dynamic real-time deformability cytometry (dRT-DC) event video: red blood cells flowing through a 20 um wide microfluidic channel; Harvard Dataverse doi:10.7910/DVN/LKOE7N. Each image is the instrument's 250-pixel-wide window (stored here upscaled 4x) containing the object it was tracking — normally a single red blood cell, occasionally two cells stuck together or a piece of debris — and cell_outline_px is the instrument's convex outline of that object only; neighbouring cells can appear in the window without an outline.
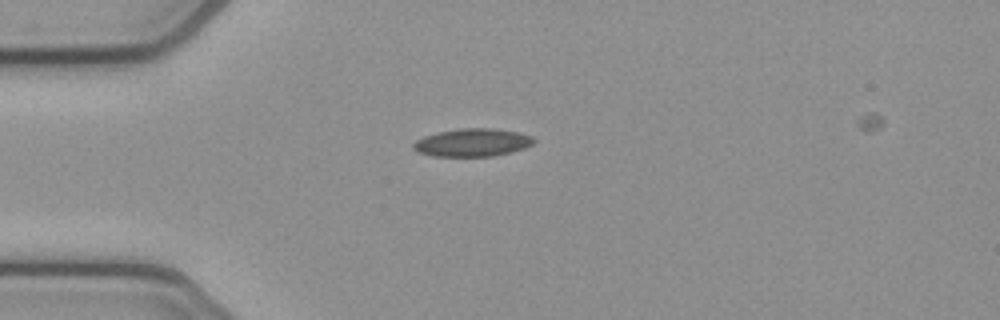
{"species": "common noctule bat (a hibernating species)", "species_latin": "Nyctalus noctula", "temperature_condition": "cold", "stored_images_in_passage": 4, "camera_frame_rate_fps": 3000, "um_per_image_px": 0.085, "animal": {"sex": "female", "body_mass_g": 21.9}, "frame": {"image": 1, "passage_image": 1, "time_ms": 0.0, "image_size_px": [1000, 320], "cell_outline_px": [[536, 140], [532, 144], [524, 148], [512, 152], [492, 156], [432, 156], [416, 152], [412, 148], [412, 144], [416, 140], [424, 136], [440, 132], [460, 128], [496, 128], [516, 132], [532, 136]], "centroid_in_image_um": [40.14, 12.12], "position_along_channel_um": 44.9, "area_um2": 19.65}}
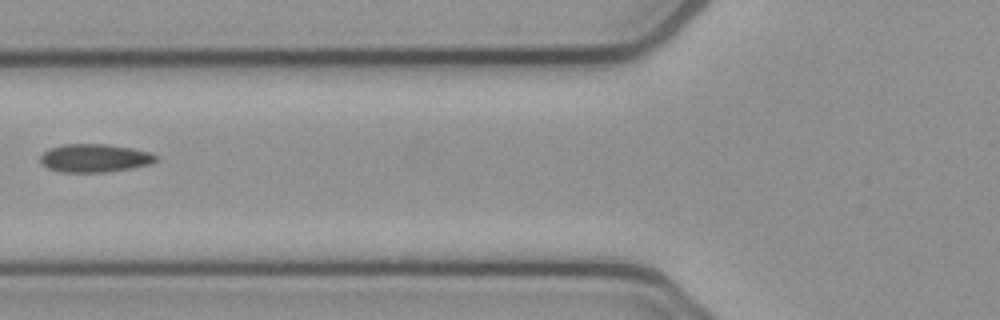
{"frame": {"image": 2, "passage_image": 3, "time_ms": 0.667, "image_size_px": [1000, 320], "cell_outline_px": [[156, 160], [152, 164], [132, 168], [108, 172], [60, 172], [48, 168], [40, 160], [40, 156], [48, 148], [64, 144], [108, 144], [132, 148], [152, 152], [156, 156]], "centroid_in_image_um": [8.06, 13.43], "position_along_channel_um": 117.7, "area_um2": 19.13}}
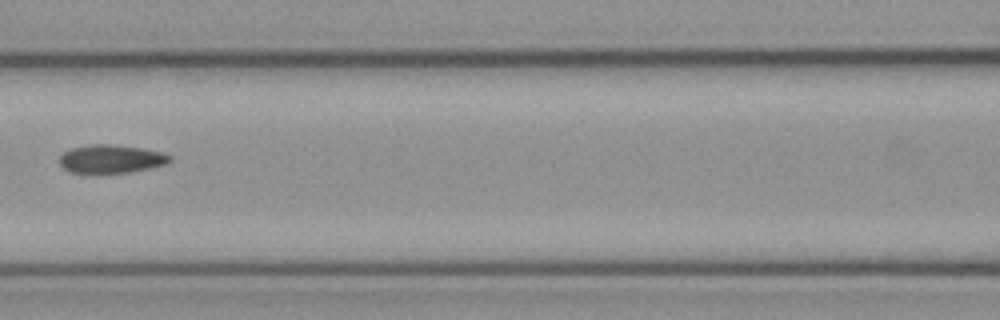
{"frame": {"image": 3, "passage_image": 4, "time_ms": 1.0, "image_size_px": [1000, 320], "cell_outline_px": [[172, 160], [168, 164], [128, 172], [96, 176], [68, 172], [56, 160], [64, 152], [72, 148], [92, 144], [112, 144], [144, 148], [164, 152], [172, 156]], "centroid_in_image_um": [9.42, 13.54], "position_along_channel_um": 157.2, "area_um2": 19.13}}